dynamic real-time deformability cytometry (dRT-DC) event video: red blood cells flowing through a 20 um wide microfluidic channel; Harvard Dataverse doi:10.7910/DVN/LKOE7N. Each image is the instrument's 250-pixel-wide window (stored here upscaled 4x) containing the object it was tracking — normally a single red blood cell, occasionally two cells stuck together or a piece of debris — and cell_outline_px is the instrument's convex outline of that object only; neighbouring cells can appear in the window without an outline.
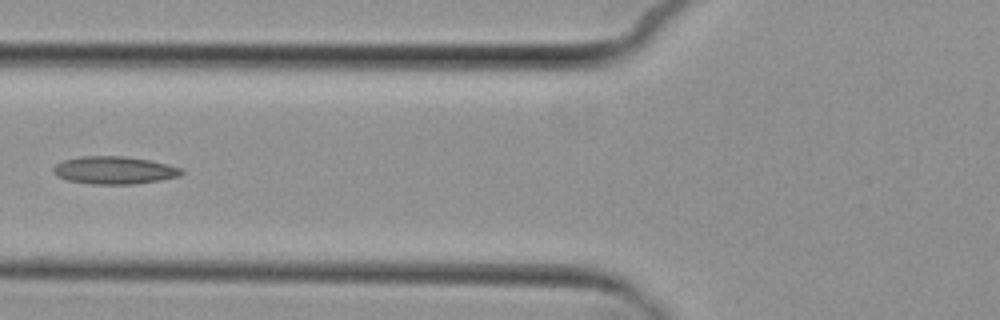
{"species": "common noctule bat (a hibernating species)", "species_latin": "Nyctalus noctula", "temperature_condition": "cold", "stored_images_in_passage": 7, "camera_frame_rate_fps": 3000, "um_per_image_px": 0.085, "animal": {"sex": "female", "body_mass_g": 29.2, "forearm_length_mm": 56.3}, "frame": {"image": 1, "passage_image": 7, "time_ms": 7.0, "image_size_px": [1000, 320], "cell_outline_px": [[184, 172], [180, 176], [160, 180], [132, 184], [92, 184], [68, 180], [56, 176], [52, 172], [52, 168], [56, 164], [64, 160], [80, 156], [124, 156], [148, 160], [168, 164], [180, 168]], "centroid_in_image_um": [9.69, 14.47], "position_along_channel_um": 116.1, "area_um2": 20.63}}